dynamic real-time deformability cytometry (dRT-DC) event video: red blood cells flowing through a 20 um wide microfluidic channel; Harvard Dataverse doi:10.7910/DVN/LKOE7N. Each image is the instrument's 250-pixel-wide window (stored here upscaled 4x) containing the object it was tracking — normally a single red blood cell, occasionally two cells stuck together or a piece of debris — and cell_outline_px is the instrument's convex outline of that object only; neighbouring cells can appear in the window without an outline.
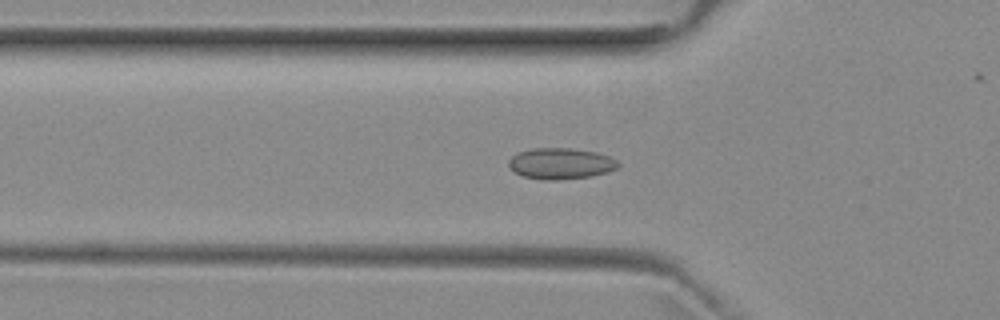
{"species": "common noctule bat (a hibernating species)", "species_latin": "Nyctalus noctula", "temperature_condition": "room temperature", "stored_images_in_passage": 53, "camera_frame_rate_fps": 3000, "um_per_image_px": 0.085, "animal": {"sex": "female", "body_mass_g": 29.2, "forearm_length_mm": 56.3}, "frame": {"image": 1, "passage_image": 17, "time_ms": 5.333, "image_size_px": [1000, 320], "cell_outline_px": [[620, 168], [608, 172], [592, 176], [556, 180], [540, 180], [524, 176], [508, 168], [508, 160], [516, 152], [532, 148], [572, 148], [596, 152], [608, 156], [616, 160], [620, 164]], "centroid_in_image_um": [47.65, 13.9], "position_along_channel_um": 78.1, "area_um2": 20.11}}
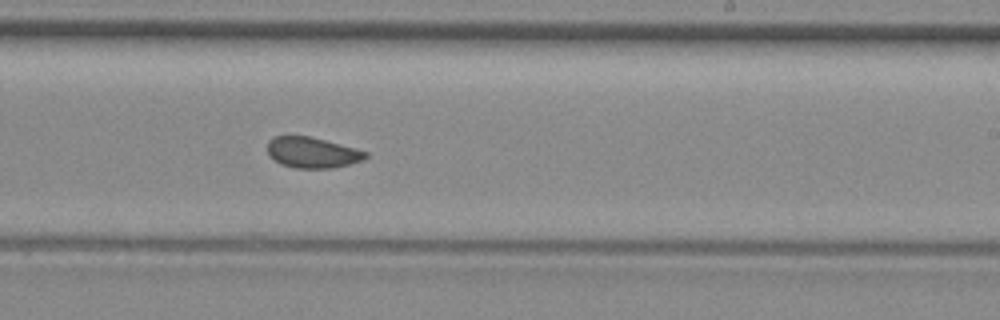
{"frame": {"image": 2, "passage_image": 31, "time_ms": 10.0, "image_size_px": [1000, 320], "cell_outline_px": [[368, 156], [364, 160], [332, 168], [296, 168], [280, 164], [268, 156], [268, 140], [276, 136], [308, 136], [356, 148], [368, 152]], "centroid_in_image_um": [26.54, 12.97], "position_along_channel_um": 262.5, "area_um2": 17.57}}
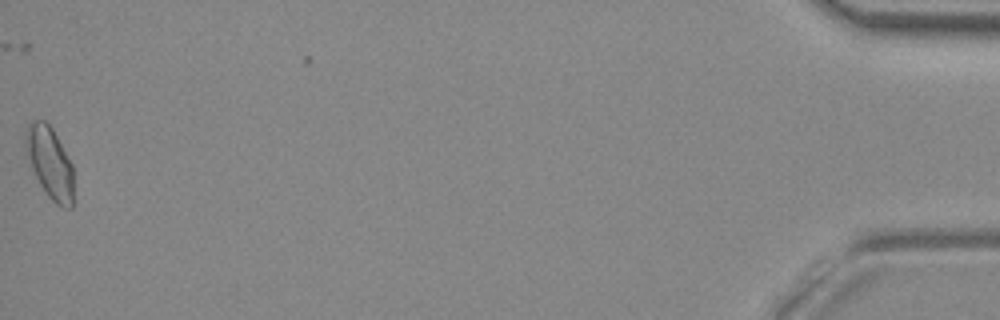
{"frame": {"image": 3, "passage_image": 52, "time_ms": 17.0, "image_size_px": [1000, 320], "cell_outline_px": [[72, 208], [64, 208], [56, 204], [48, 196], [40, 184], [32, 168], [24, 144], [24, 132], [28, 124], [32, 120], [44, 120], [52, 128], [72, 164]], "centroid_in_image_um": [4.21, 13.8], "position_along_channel_um": 431.0, "area_um2": 19.77}, "authors_computed_cell_mechanics": {"area_um2": 18.3804, "velocity_mm_per_s": 3.9468, "shape_relaxation_time_tau1_ms": null, "shape_relaxation_time_tau2_ms": 1.6449, "deformation_change_tau1": null, "deformation_change_tau2": 0.0608}}